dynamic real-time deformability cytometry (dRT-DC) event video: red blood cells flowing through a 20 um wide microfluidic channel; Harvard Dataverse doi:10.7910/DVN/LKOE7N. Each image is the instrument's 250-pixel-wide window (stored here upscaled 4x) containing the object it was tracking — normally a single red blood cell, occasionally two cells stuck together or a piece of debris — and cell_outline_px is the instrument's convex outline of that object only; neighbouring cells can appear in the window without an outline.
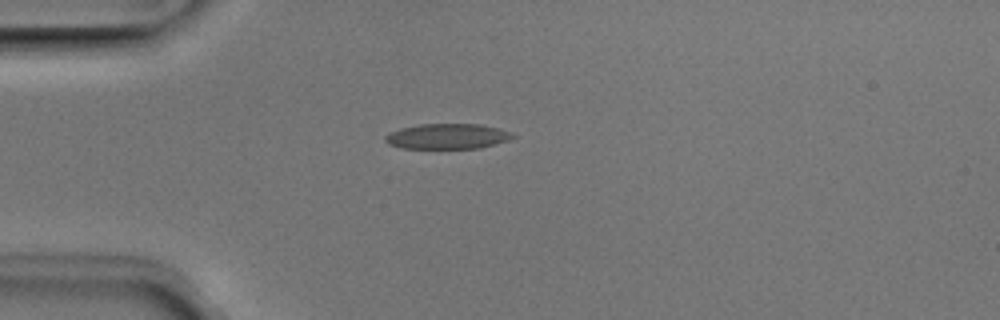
{"species": "Egyptian fruit bat (a non-hibernating species)", "species_latin": "Rousettus aegyptiacus", "temperature_condition": "room temperature", "stored_images_in_passage": 38, "camera_frame_rate_fps": 3000, "um_per_image_px": 0.085, "animal": {"sex": "male"}, "frame": {"image": 1, "passage_image": 1, "time_ms": 0.0, "image_size_px": [1000, 320], "cell_outline_px": [[516, 136], [508, 140], [480, 148], [400, 148], [388, 144], [384, 140], [384, 136], [388, 132], [400, 128], [420, 124], [480, 124], [512, 132]], "centroid_in_image_um": [37.98, 11.58], "position_along_channel_um": 47.0, "area_um2": 18.84}}
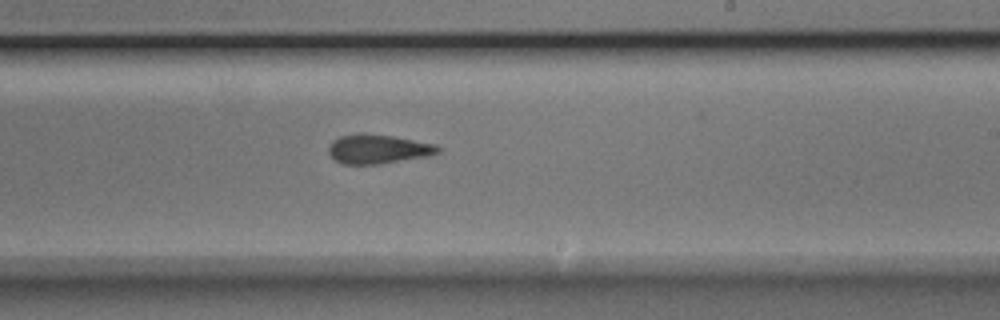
{"frame": {"image": 2, "passage_image": 18, "time_ms": 5.667, "image_size_px": [1000, 320], "cell_outline_px": [[440, 152], [428, 156], [380, 164], [344, 164], [336, 160], [328, 152], [328, 144], [332, 140], [340, 136], [360, 132], [364, 132], [392, 136], [436, 144], [440, 148]], "centroid_in_image_um": [32.11, 12.65], "position_along_channel_um": 256.9, "area_um2": 18.79}}
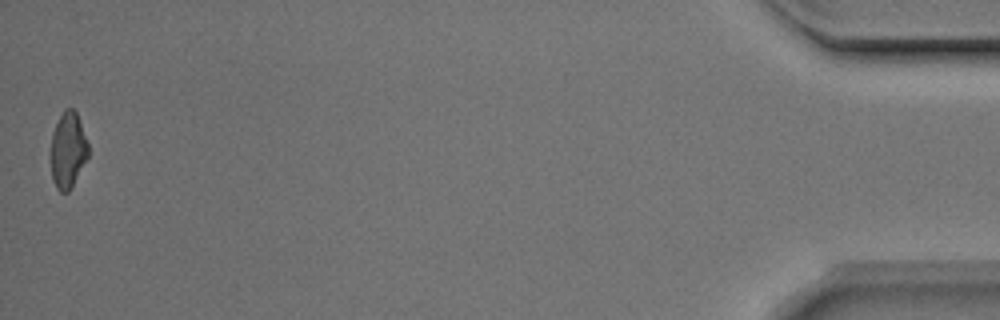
{"frame": {"image": 3, "passage_image": 38, "time_ms": 12.333, "image_size_px": [1000, 320], "cell_outline_px": [[88, 156], [68, 192], [60, 192], [56, 188], [52, 180], [52, 132], [64, 108], [72, 108], [76, 112], [88, 144]], "centroid_in_image_um": [5.77, 12.75], "position_along_channel_um": 429.4, "area_um2": 16.13}, "authors_computed_cell_mechanics": {"area_um2": 18.785, "velocity_mm_per_s": 3.9924, "shape_relaxation_time_tau1_ms": 4.1327, "shape_relaxation_time_tau2_ms": 2.5379, "deformation_change_tau1": 0.1348, "deformation_change_tau2": 0.0933}}